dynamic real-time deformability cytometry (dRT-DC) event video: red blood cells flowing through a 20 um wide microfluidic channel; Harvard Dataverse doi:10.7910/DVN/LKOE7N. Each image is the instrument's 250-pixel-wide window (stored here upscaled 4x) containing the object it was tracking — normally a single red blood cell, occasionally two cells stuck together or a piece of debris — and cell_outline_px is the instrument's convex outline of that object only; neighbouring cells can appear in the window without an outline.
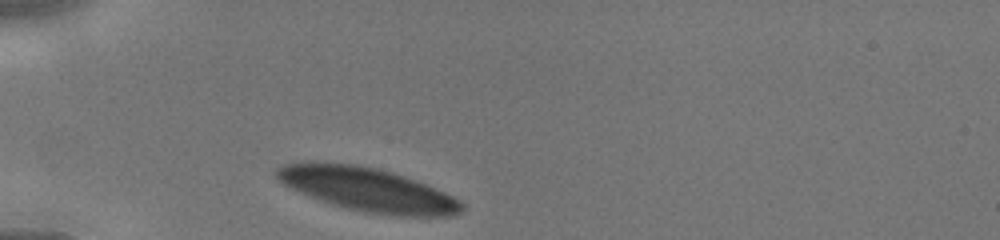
{"species": "human", "species_latin": "Homo sapiens", "temperature_condition": "cold", "stored_images_in_passage": 25, "camera_frame_rate_fps": 3000, "um_per_image_px": 0.085, "donor": {"sex": "male"}, "frame": {"image": 1, "passage_image": 1, "time_ms": 0.0, "image_size_px": [1000, 240], "cell_outline_px": [[464, 208], [460, 212], [452, 216], [392, 216], [364, 212], [332, 204], [320, 200], [300, 192], [284, 184], [276, 176], [276, 168], [284, 164], [356, 164], [376, 168], [392, 172], [416, 180], [444, 192], [460, 200], [464, 204]], "centroid_in_image_um": [31.33, 16.14], "position_along_channel_um": 53.7, "area_um2": 46.24}}
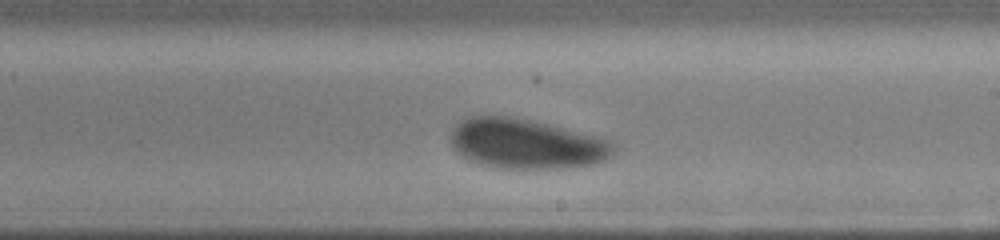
{"frame": {"image": 2, "passage_image": 15, "time_ms": 4.667, "image_size_px": [1000, 240], "cell_outline_px": [[616, 152], [612, 156], [596, 164], [560, 168], [492, 168], [480, 164], [460, 156], [452, 144], [452, 128], [460, 120], [468, 116], [508, 116], [552, 124], [596, 136], [608, 140], [616, 144]], "centroid_in_image_um": [44.75, 12.22], "position_along_channel_um": 244.2, "area_um2": 47.69}}
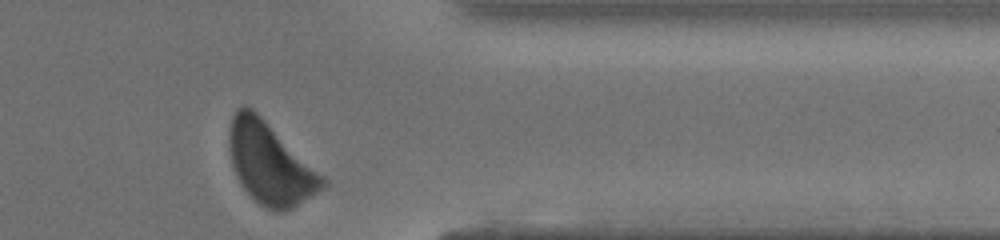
{"frame": {"image": 3, "passage_image": 25, "time_ms": 8.0, "image_size_px": [1000, 240], "cell_outline_px": [[328, 184], [324, 188], [292, 208], [276, 212], [260, 204], [240, 184], [236, 176], [232, 164], [228, 144], [228, 128], [232, 116], [236, 108], [244, 104], [252, 108], [324, 176], [328, 180]], "centroid_in_image_um": [22.93, 13.87], "position_along_channel_um": 388.5, "area_um2": 44.04}}